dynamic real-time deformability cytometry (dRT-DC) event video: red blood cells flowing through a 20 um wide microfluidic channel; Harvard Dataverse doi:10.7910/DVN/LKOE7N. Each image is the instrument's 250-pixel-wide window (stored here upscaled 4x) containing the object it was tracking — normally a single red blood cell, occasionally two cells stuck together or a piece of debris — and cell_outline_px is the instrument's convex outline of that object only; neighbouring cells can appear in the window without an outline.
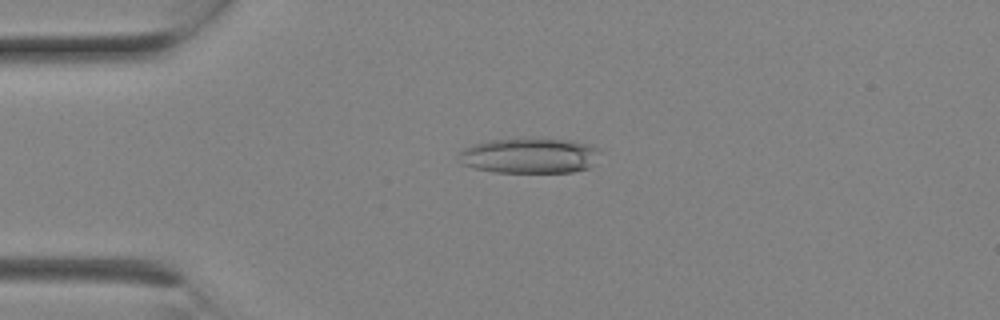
{"species": "Egyptian fruit bat (a non-hibernating species)", "species_latin": "Rousettus aegyptiacus", "temperature_condition": "room temperature", "stored_images_in_passage": 2, "camera_frame_rate_fps": 3000, "um_per_image_px": 0.085, "animal": {"sex": "female"}, "frame": {"image": 1, "passage_image": 2, "time_ms": 0.333, "image_size_px": [1000, 320], "cell_outline_px": [[604, 152], [588, 168], [572, 172], [492, 172], [472, 168], [460, 164], [456, 160], [460, 152], [464, 148], [472, 144], [488, 140], [572, 140], [588, 144], [600, 148]], "centroid_in_image_um": [45.0, 13.25], "position_along_channel_um": 40.0, "area_um2": 29.13}}